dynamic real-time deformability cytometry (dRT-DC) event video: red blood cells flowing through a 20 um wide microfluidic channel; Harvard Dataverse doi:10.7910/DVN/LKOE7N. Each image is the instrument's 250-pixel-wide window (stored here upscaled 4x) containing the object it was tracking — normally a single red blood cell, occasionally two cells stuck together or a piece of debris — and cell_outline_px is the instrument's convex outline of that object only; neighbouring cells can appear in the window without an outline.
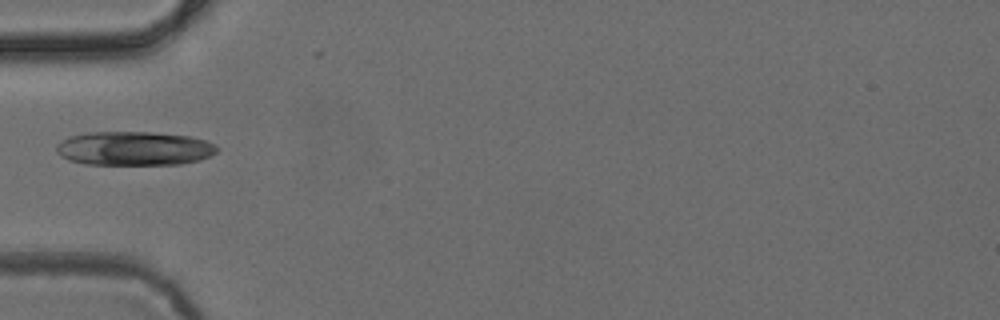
{"species": "common noctule bat (a hibernating species)", "species_latin": "Nyctalus noctula", "temperature_condition": "cold", "stored_images_in_passage": 29, "camera_frame_rate_fps": 3000, "um_per_image_px": 0.085, "animal": {"sex": "female", "body_mass_g": 24.6, "forearm_length_mm": 56.2}, "frame": {"image": 1, "passage_image": 1, "time_ms": 0.0, "image_size_px": [1000, 320], "cell_outline_px": [[220, 148], [212, 156], [200, 160], [180, 164], [84, 164], [68, 160], [60, 156], [56, 152], [56, 144], [68, 136], [88, 132], [152, 132], [192, 136], [216, 144]], "centroid_in_image_um": [11.41, 12.61], "position_along_channel_um": 73.6, "area_um2": 32.19}}
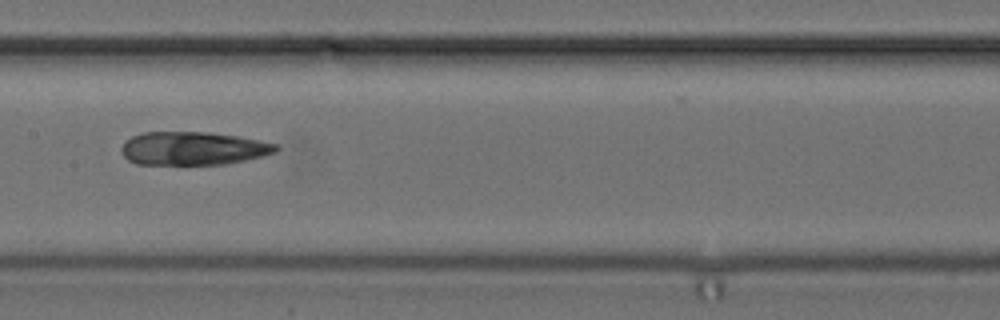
{"frame": {"image": 2, "passage_image": 10, "time_ms": 3.0, "image_size_px": [1000, 320], "cell_outline_px": [[280, 148], [276, 152], [264, 156], [224, 164], [136, 164], [128, 160], [120, 152], [120, 148], [124, 140], [132, 136], [144, 132], [208, 132], [240, 136], [280, 144]], "centroid_in_image_um": [16.43, 12.6], "position_along_channel_um": 191.0, "area_um2": 30.35}}
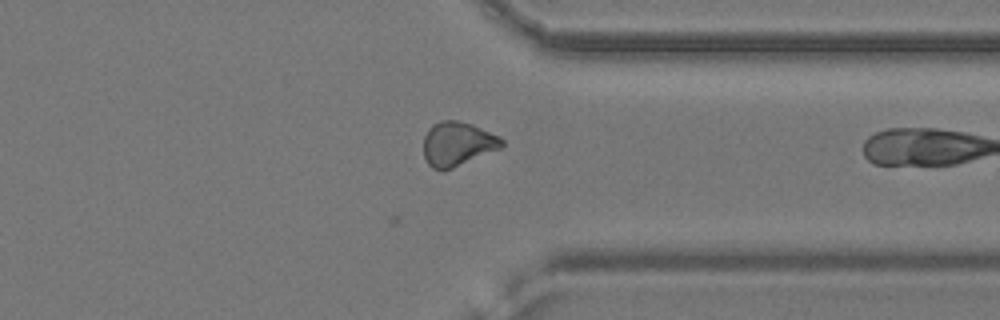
{"frame": {"image": 3, "passage_image": 21, "time_ms": 6.667, "image_size_px": [1000, 320], "cell_outline_px": [[504, 148], [444, 172], [440, 172], [432, 168], [428, 164], [424, 156], [424, 136], [428, 128], [432, 124], [440, 120], [460, 120], [472, 124], [500, 136], [504, 140]], "centroid_in_image_um": [38.91, 12.25], "position_along_channel_um": 372.5, "area_um2": 20.87}, "authors_computed_cell_mechanics": {"area_um2": 29.4202, "velocity_mm_per_s": 3.9006, "shape_relaxation_time_tau1_ms": null, "shape_relaxation_time_tau2_ms": 3.2295, "deformation_change_tau1": null, "deformation_change_tau2": 0.0565}}